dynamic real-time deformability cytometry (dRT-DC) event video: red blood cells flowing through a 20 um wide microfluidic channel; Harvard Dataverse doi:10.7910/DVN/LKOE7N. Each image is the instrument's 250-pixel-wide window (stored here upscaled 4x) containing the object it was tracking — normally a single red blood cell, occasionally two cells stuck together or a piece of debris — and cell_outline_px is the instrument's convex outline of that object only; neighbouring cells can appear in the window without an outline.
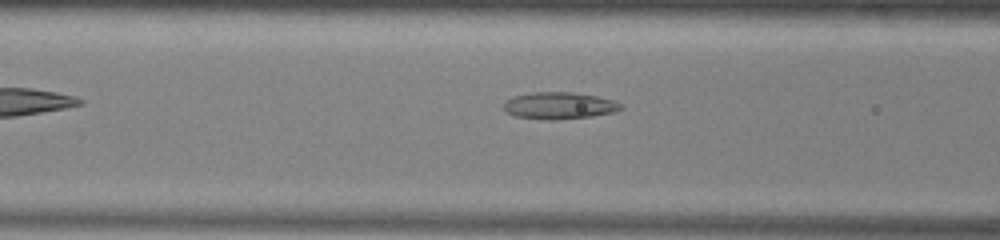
{"species": "common noctule bat (a hibernating species)", "species_latin": "Nyctalus noctula", "temperature_condition": "warm", "stored_images_in_passage": 28, "camera_frame_rate_fps": 3000, "um_per_image_px": 0.085, "animal": {"sex": "male", "body_mass_g": 13.0, "forearm_length_mm": 53.1}, "frame": {"image": 1, "passage_image": 6, "time_ms": 1.667, "image_size_px": [1000, 240], "cell_outline_px": [[624, 108], [612, 112], [592, 116], [556, 120], [548, 120], [512, 116], [504, 108], [504, 104], [512, 96], [532, 92], [572, 92], [596, 96], [612, 100], [620, 104]], "centroid_in_image_um": [47.5, 8.98], "position_along_channel_um": 119.1, "area_um2": 18.26}}
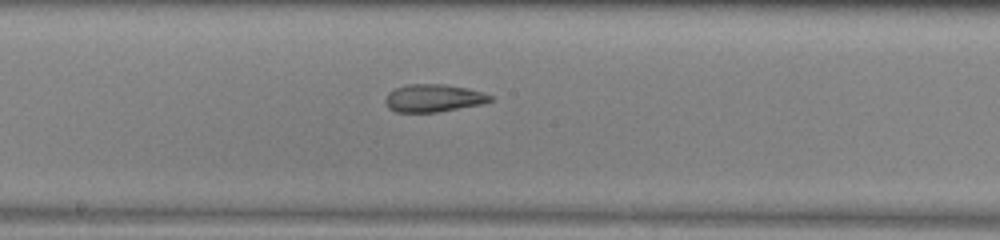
{"frame": {"image": 2, "passage_image": 13, "time_ms": 4.0, "image_size_px": [1000, 240], "cell_outline_px": [[492, 100], [480, 104], [436, 112], [396, 112], [388, 108], [384, 100], [388, 92], [396, 88], [408, 84], [444, 84], [468, 88], [484, 92], [492, 96]], "centroid_in_image_um": [36.82, 8.33], "position_along_channel_um": 211.4, "area_um2": 16.88}}
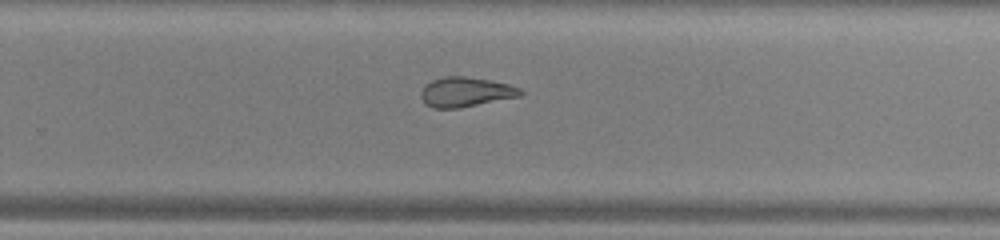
{"frame": {"image": 3, "passage_image": 19, "time_ms": 6.0, "image_size_px": [1000, 240], "cell_outline_px": [[524, 92], [520, 96], [460, 108], [432, 108], [424, 104], [420, 96], [420, 92], [424, 84], [432, 80], [444, 76], [464, 76], [488, 80], [508, 84], [520, 88]], "centroid_in_image_um": [39.53, 7.82], "position_along_channel_um": 290.3, "area_um2": 17.34}}